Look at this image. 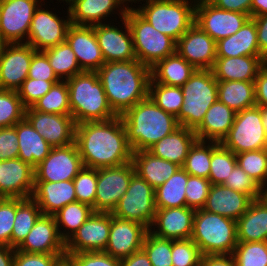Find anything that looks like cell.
Here are the masks:
<instances>
[{
    "label": "cell",
    "instance_id": "753ad0ef",
    "mask_svg": "<svg viewBox=\"0 0 267 266\" xmlns=\"http://www.w3.org/2000/svg\"><path fill=\"white\" fill-rule=\"evenodd\" d=\"M119 1H120L121 4L123 5V8H126L127 10H129V9H136V8H131V7H129V6L127 7V5L125 6V5H124L125 2L128 1L127 3H129V2H132V1H133L134 3H137L136 1L139 2V1H144V0H119ZM145 1L148 2V1H151V0H145ZM124 6H125V7H124Z\"/></svg>",
    "mask_w": 267,
    "mask_h": 266
},
{
    "label": "cell",
    "instance_id": "74e56055",
    "mask_svg": "<svg viewBox=\"0 0 267 266\" xmlns=\"http://www.w3.org/2000/svg\"><path fill=\"white\" fill-rule=\"evenodd\" d=\"M189 174L180 167L167 181L155 189L156 209L186 206L185 187Z\"/></svg>",
    "mask_w": 267,
    "mask_h": 266
},
{
    "label": "cell",
    "instance_id": "cb8c5ba5",
    "mask_svg": "<svg viewBox=\"0 0 267 266\" xmlns=\"http://www.w3.org/2000/svg\"><path fill=\"white\" fill-rule=\"evenodd\" d=\"M66 41L76 55L82 71L96 72L105 63L93 26L71 24Z\"/></svg>",
    "mask_w": 267,
    "mask_h": 266
},
{
    "label": "cell",
    "instance_id": "f546056e",
    "mask_svg": "<svg viewBox=\"0 0 267 266\" xmlns=\"http://www.w3.org/2000/svg\"><path fill=\"white\" fill-rule=\"evenodd\" d=\"M216 54L217 57L262 56L254 19L250 17L235 34L217 41Z\"/></svg>",
    "mask_w": 267,
    "mask_h": 266
},
{
    "label": "cell",
    "instance_id": "8c879c8a",
    "mask_svg": "<svg viewBox=\"0 0 267 266\" xmlns=\"http://www.w3.org/2000/svg\"><path fill=\"white\" fill-rule=\"evenodd\" d=\"M57 266H74L72 262L67 258L64 257L58 264Z\"/></svg>",
    "mask_w": 267,
    "mask_h": 266
},
{
    "label": "cell",
    "instance_id": "7bdbcfd3",
    "mask_svg": "<svg viewBox=\"0 0 267 266\" xmlns=\"http://www.w3.org/2000/svg\"><path fill=\"white\" fill-rule=\"evenodd\" d=\"M31 108L43 113L71 115L66 80H60L55 83Z\"/></svg>",
    "mask_w": 267,
    "mask_h": 266
},
{
    "label": "cell",
    "instance_id": "b9f144b4",
    "mask_svg": "<svg viewBox=\"0 0 267 266\" xmlns=\"http://www.w3.org/2000/svg\"><path fill=\"white\" fill-rule=\"evenodd\" d=\"M43 215L38 204L32 199H25L17 208L11 234V247L17 248L29 234L37 220Z\"/></svg>",
    "mask_w": 267,
    "mask_h": 266
},
{
    "label": "cell",
    "instance_id": "52a82bcc",
    "mask_svg": "<svg viewBox=\"0 0 267 266\" xmlns=\"http://www.w3.org/2000/svg\"><path fill=\"white\" fill-rule=\"evenodd\" d=\"M193 2L192 5L188 0H151L135 10L153 28L177 41L195 23L196 0Z\"/></svg>",
    "mask_w": 267,
    "mask_h": 266
},
{
    "label": "cell",
    "instance_id": "d6986e66",
    "mask_svg": "<svg viewBox=\"0 0 267 266\" xmlns=\"http://www.w3.org/2000/svg\"><path fill=\"white\" fill-rule=\"evenodd\" d=\"M176 52L196 69L211 70L217 58L216 41L194 23L176 41Z\"/></svg>",
    "mask_w": 267,
    "mask_h": 266
},
{
    "label": "cell",
    "instance_id": "11e5206c",
    "mask_svg": "<svg viewBox=\"0 0 267 266\" xmlns=\"http://www.w3.org/2000/svg\"><path fill=\"white\" fill-rule=\"evenodd\" d=\"M264 196H267V185L263 188Z\"/></svg>",
    "mask_w": 267,
    "mask_h": 266
},
{
    "label": "cell",
    "instance_id": "7402d4cb",
    "mask_svg": "<svg viewBox=\"0 0 267 266\" xmlns=\"http://www.w3.org/2000/svg\"><path fill=\"white\" fill-rule=\"evenodd\" d=\"M34 167L20 158L0 160V196L31 198L34 190Z\"/></svg>",
    "mask_w": 267,
    "mask_h": 266
},
{
    "label": "cell",
    "instance_id": "34e18365",
    "mask_svg": "<svg viewBox=\"0 0 267 266\" xmlns=\"http://www.w3.org/2000/svg\"><path fill=\"white\" fill-rule=\"evenodd\" d=\"M7 42L2 38L1 34H0V56L3 52L4 47L6 46Z\"/></svg>",
    "mask_w": 267,
    "mask_h": 266
},
{
    "label": "cell",
    "instance_id": "ba28073f",
    "mask_svg": "<svg viewBox=\"0 0 267 266\" xmlns=\"http://www.w3.org/2000/svg\"><path fill=\"white\" fill-rule=\"evenodd\" d=\"M125 18L132 34L136 59L143 65L151 68L176 52V41L153 28L135 9L127 10Z\"/></svg>",
    "mask_w": 267,
    "mask_h": 266
},
{
    "label": "cell",
    "instance_id": "277c9868",
    "mask_svg": "<svg viewBox=\"0 0 267 266\" xmlns=\"http://www.w3.org/2000/svg\"><path fill=\"white\" fill-rule=\"evenodd\" d=\"M75 124L106 121L116 117L97 72L83 71L66 80Z\"/></svg>",
    "mask_w": 267,
    "mask_h": 266
},
{
    "label": "cell",
    "instance_id": "1f68e13d",
    "mask_svg": "<svg viewBox=\"0 0 267 266\" xmlns=\"http://www.w3.org/2000/svg\"><path fill=\"white\" fill-rule=\"evenodd\" d=\"M236 112L217 100L207 110L203 121L194 130L197 140L221 142L235 120Z\"/></svg>",
    "mask_w": 267,
    "mask_h": 266
},
{
    "label": "cell",
    "instance_id": "681fc988",
    "mask_svg": "<svg viewBox=\"0 0 267 266\" xmlns=\"http://www.w3.org/2000/svg\"><path fill=\"white\" fill-rule=\"evenodd\" d=\"M142 249L147 254L152 266H173L171 239L156 237L148 231L145 235Z\"/></svg>",
    "mask_w": 267,
    "mask_h": 266
},
{
    "label": "cell",
    "instance_id": "83f0119b",
    "mask_svg": "<svg viewBox=\"0 0 267 266\" xmlns=\"http://www.w3.org/2000/svg\"><path fill=\"white\" fill-rule=\"evenodd\" d=\"M265 63L263 56L217 57L211 70L217 81H254Z\"/></svg>",
    "mask_w": 267,
    "mask_h": 266
},
{
    "label": "cell",
    "instance_id": "d590c367",
    "mask_svg": "<svg viewBox=\"0 0 267 266\" xmlns=\"http://www.w3.org/2000/svg\"><path fill=\"white\" fill-rule=\"evenodd\" d=\"M196 70L193 65L175 52L151 67L150 83L181 87Z\"/></svg>",
    "mask_w": 267,
    "mask_h": 266
},
{
    "label": "cell",
    "instance_id": "2e32d148",
    "mask_svg": "<svg viewBox=\"0 0 267 266\" xmlns=\"http://www.w3.org/2000/svg\"><path fill=\"white\" fill-rule=\"evenodd\" d=\"M111 227V213L93 212L65 243L66 254L105 251Z\"/></svg>",
    "mask_w": 267,
    "mask_h": 266
},
{
    "label": "cell",
    "instance_id": "6f0895ef",
    "mask_svg": "<svg viewBox=\"0 0 267 266\" xmlns=\"http://www.w3.org/2000/svg\"><path fill=\"white\" fill-rule=\"evenodd\" d=\"M66 257L74 266H120V259L104 251L66 254Z\"/></svg>",
    "mask_w": 267,
    "mask_h": 266
},
{
    "label": "cell",
    "instance_id": "be15d7a7",
    "mask_svg": "<svg viewBox=\"0 0 267 266\" xmlns=\"http://www.w3.org/2000/svg\"><path fill=\"white\" fill-rule=\"evenodd\" d=\"M215 7L222 10L241 12L251 17L252 0H208Z\"/></svg>",
    "mask_w": 267,
    "mask_h": 266
},
{
    "label": "cell",
    "instance_id": "680465c9",
    "mask_svg": "<svg viewBox=\"0 0 267 266\" xmlns=\"http://www.w3.org/2000/svg\"><path fill=\"white\" fill-rule=\"evenodd\" d=\"M66 254H39L15 251L13 266H57Z\"/></svg>",
    "mask_w": 267,
    "mask_h": 266
},
{
    "label": "cell",
    "instance_id": "60d3db41",
    "mask_svg": "<svg viewBox=\"0 0 267 266\" xmlns=\"http://www.w3.org/2000/svg\"><path fill=\"white\" fill-rule=\"evenodd\" d=\"M219 145L220 142L216 141L196 140L190 147L182 168L189 175L204 177L208 179L210 174L212 152Z\"/></svg>",
    "mask_w": 267,
    "mask_h": 266
},
{
    "label": "cell",
    "instance_id": "f907efd6",
    "mask_svg": "<svg viewBox=\"0 0 267 266\" xmlns=\"http://www.w3.org/2000/svg\"><path fill=\"white\" fill-rule=\"evenodd\" d=\"M76 200L87 204L95 212V196L97 186V169L84 167L73 179Z\"/></svg>",
    "mask_w": 267,
    "mask_h": 266
},
{
    "label": "cell",
    "instance_id": "f6af8a7d",
    "mask_svg": "<svg viewBox=\"0 0 267 266\" xmlns=\"http://www.w3.org/2000/svg\"><path fill=\"white\" fill-rule=\"evenodd\" d=\"M239 165L262 188L267 185V149L236 154Z\"/></svg>",
    "mask_w": 267,
    "mask_h": 266
},
{
    "label": "cell",
    "instance_id": "ab89813d",
    "mask_svg": "<svg viewBox=\"0 0 267 266\" xmlns=\"http://www.w3.org/2000/svg\"><path fill=\"white\" fill-rule=\"evenodd\" d=\"M60 80H67L82 73L76 55L67 41L42 51Z\"/></svg>",
    "mask_w": 267,
    "mask_h": 266
},
{
    "label": "cell",
    "instance_id": "5bb4252c",
    "mask_svg": "<svg viewBox=\"0 0 267 266\" xmlns=\"http://www.w3.org/2000/svg\"><path fill=\"white\" fill-rule=\"evenodd\" d=\"M82 168L83 163L76 142L53 147L48 156L34 168L35 181L73 180Z\"/></svg>",
    "mask_w": 267,
    "mask_h": 266
},
{
    "label": "cell",
    "instance_id": "f5cc1de1",
    "mask_svg": "<svg viewBox=\"0 0 267 266\" xmlns=\"http://www.w3.org/2000/svg\"><path fill=\"white\" fill-rule=\"evenodd\" d=\"M223 185L247 194L252 200L264 196L263 188L237 164Z\"/></svg>",
    "mask_w": 267,
    "mask_h": 266
},
{
    "label": "cell",
    "instance_id": "ffe728a7",
    "mask_svg": "<svg viewBox=\"0 0 267 266\" xmlns=\"http://www.w3.org/2000/svg\"><path fill=\"white\" fill-rule=\"evenodd\" d=\"M149 229L143 224L117 218L111 214V227L105 253L117 259H124L142 249Z\"/></svg>",
    "mask_w": 267,
    "mask_h": 266
},
{
    "label": "cell",
    "instance_id": "e575fe53",
    "mask_svg": "<svg viewBox=\"0 0 267 266\" xmlns=\"http://www.w3.org/2000/svg\"><path fill=\"white\" fill-rule=\"evenodd\" d=\"M14 127L18 136V158L35 168L48 156L53 147L25 118Z\"/></svg>",
    "mask_w": 267,
    "mask_h": 266
},
{
    "label": "cell",
    "instance_id": "603a6c76",
    "mask_svg": "<svg viewBox=\"0 0 267 266\" xmlns=\"http://www.w3.org/2000/svg\"><path fill=\"white\" fill-rule=\"evenodd\" d=\"M194 216L195 209L187 206L156 209L155 217L149 232L163 239H191ZM152 228L154 230H152Z\"/></svg>",
    "mask_w": 267,
    "mask_h": 266
},
{
    "label": "cell",
    "instance_id": "5b68a950",
    "mask_svg": "<svg viewBox=\"0 0 267 266\" xmlns=\"http://www.w3.org/2000/svg\"><path fill=\"white\" fill-rule=\"evenodd\" d=\"M191 240L202 255H229L238 243L237 222L222 215L195 210Z\"/></svg>",
    "mask_w": 267,
    "mask_h": 266
},
{
    "label": "cell",
    "instance_id": "9a60e30c",
    "mask_svg": "<svg viewBox=\"0 0 267 266\" xmlns=\"http://www.w3.org/2000/svg\"><path fill=\"white\" fill-rule=\"evenodd\" d=\"M41 5L35 10L28 33L27 44L36 51H44L66 41V33L71 25L67 9V19H60L52 11L42 9Z\"/></svg>",
    "mask_w": 267,
    "mask_h": 266
},
{
    "label": "cell",
    "instance_id": "d4e9b609",
    "mask_svg": "<svg viewBox=\"0 0 267 266\" xmlns=\"http://www.w3.org/2000/svg\"><path fill=\"white\" fill-rule=\"evenodd\" d=\"M18 251L39 254H66L54 216L42 215L30 230Z\"/></svg>",
    "mask_w": 267,
    "mask_h": 266
},
{
    "label": "cell",
    "instance_id": "44dd1931",
    "mask_svg": "<svg viewBox=\"0 0 267 266\" xmlns=\"http://www.w3.org/2000/svg\"><path fill=\"white\" fill-rule=\"evenodd\" d=\"M121 21L125 26V32L122 28L120 30L115 25L111 26V23L93 26L105 63L137 60L127 19L123 18Z\"/></svg>",
    "mask_w": 267,
    "mask_h": 266
},
{
    "label": "cell",
    "instance_id": "9f6ffc18",
    "mask_svg": "<svg viewBox=\"0 0 267 266\" xmlns=\"http://www.w3.org/2000/svg\"><path fill=\"white\" fill-rule=\"evenodd\" d=\"M59 81H45L27 78L17 90L25 108L32 107L51 87Z\"/></svg>",
    "mask_w": 267,
    "mask_h": 266
},
{
    "label": "cell",
    "instance_id": "3957f363",
    "mask_svg": "<svg viewBox=\"0 0 267 266\" xmlns=\"http://www.w3.org/2000/svg\"><path fill=\"white\" fill-rule=\"evenodd\" d=\"M132 152L148 150L180 127L177 118L158 107L149 97L120 116Z\"/></svg>",
    "mask_w": 267,
    "mask_h": 266
},
{
    "label": "cell",
    "instance_id": "484cf974",
    "mask_svg": "<svg viewBox=\"0 0 267 266\" xmlns=\"http://www.w3.org/2000/svg\"><path fill=\"white\" fill-rule=\"evenodd\" d=\"M31 198L38 204L43 215L50 216L67 204L77 201L73 180L35 181Z\"/></svg>",
    "mask_w": 267,
    "mask_h": 266
},
{
    "label": "cell",
    "instance_id": "4fadbf2b",
    "mask_svg": "<svg viewBox=\"0 0 267 266\" xmlns=\"http://www.w3.org/2000/svg\"><path fill=\"white\" fill-rule=\"evenodd\" d=\"M249 18L248 14L219 9L208 0H196L195 23L216 42L235 34Z\"/></svg>",
    "mask_w": 267,
    "mask_h": 266
},
{
    "label": "cell",
    "instance_id": "4dcf8cb0",
    "mask_svg": "<svg viewBox=\"0 0 267 266\" xmlns=\"http://www.w3.org/2000/svg\"><path fill=\"white\" fill-rule=\"evenodd\" d=\"M236 222L238 242L267 241V196L253 199Z\"/></svg>",
    "mask_w": 267,
    "mask_h": 266
},
{
    "label": "cell",
    "instance_id": "03108f58",
    "mask_svg": "<svg viewBox=\"0 0 267 266\" xmlns=\"http://www.w3.org/2000/svg\"><path fill=\"white\" fill-rule=\"evenodd\" d=\"M201 266H236V262L232 254L203 255Z\"/></svg>",
    "mask_w": 267,
    "mask_h": 266
},
{
    "label": "cell",
    "instance_id": "a7ac6f4b",
    "mask_svg": "<svg viewBox=\"0 0 267 266\" xmlns=\"http://www.w3.org/2000/svg\"><path fill=\"white\" fill-rule=\"evenodd\" d=\"M16 248L0 245V266H13Z\"/></svg>",
    "mask_w": 267,
    "mask_h": 266
},
{
    "label": "cell",
    "instance_id": "6125c7cd",
    "mask_svg": "<svg viewBox=\"0 0 267 266\" xmlns=\"http://www.w3.org/2000/svg\"><path fill=\"white\" fill-rule=\"evenodd\" d=\"M254 85L256 106L267 107V63L258 71Z\"/></svg>",
    "mask_w": 267,
    "mask_h": 266
},
{
    "label": "cell",
    "instance_id": "30bf717a",
    "mask_svg": "<svg viewBox=\"0 0 267 266\" xmlns=\"http://www.w3.org/2000/svg\"><path fill=\"white\" fill-rule=\"evenodd\" d=\"M155 189L137 173L132 175L126 193L112 211V215L139 222L150 229L156 212Z\"/></svg>",
    "mask_w": 267,
    "mask_h": 266
},
{
    "label": "cell",
    "instance_id": "6da1fadb",
    "mask_svg": "<svg viewBox=\"0 0 267 266\" xmlns=\"http://www.w3.org/2000/svg\"><path fill=\"white\" fill-rule=\"evenodd\" d=\"M75 142L84 167H118L132 161L133 152L120 116L77 124Z\"/></svg>",
    "mask_w": 267,
    "mask_h": 266
},
{
    "label": "cell",
    "instance_id": "4316f807",
    "mask_svg": "<svg viewBox=\"0 0 267 266\" xmlns=\"http://www.w3.org/2000/svg\"><path fill=\"white\" fill-rule=\"evenodd\" d=\"M70 14V22L73 25L94 26L102 24V20L107 19L119 8V17L125 18L127 9L122 8L119 0H67Z\"/></svg>",
    "mask_w": 267,
    "mask_h": 266
},
{
    "label": "cell",
    "instance_id": "003e7915",
    "mask_svg": "<svg viewBox=\"0 0 267 266\" xmlns=\"http://www.w3.org/2000/svg\"><path fill=\"white\" fill-rule=\"evenodd\" d=\"M120 266H152V264L145 251L140 249L130 256L121 259Z\"/></svg>",
    "mask_w": 267,
    "mask_h": 266
},
{
    "label": "cell",
    "instance_id": "836d02e7",
    "mask_svg": "<svg viewBox=\"0 0 267 266\" xmlns=\"http://www.w3.org/2000/svg\"><path fill=\"white\" fill-rule=\"evenodd\" d=\"M132 162L135 173L154 189L161 186L180 168L176 163L156 157L148 150L133 152Z\"/></svg>",
    "mask_w": 267,
    "mask_h": 266
},
{
    "label": "cell",
    "instance_id": "c3c4849f",
    "mask_svg": "<svg viewBox=\"0 0 267 266\" xmlns=\"http://www.w3.org/2000/svg\"><path fill=\"white\" fill-rule=\"evenodd\" d=\"M237 164L236 154L221 144L212 152L209 181L212 185H222Z\"/></svg>",
    "mask_w": 267,
    "mask_h": 266
},
{
    "label": "cell",
    "instance_id": "7dc6e473",
    "mask_svg": "<svg viewBox=\"0 0 267 266\" xmlns=\"http://www.w3.org/2000/svg\"><path fill=\"white\" fill-rule=\"evenodd\" d=\"M232 255L236 266H267V241L238 242Z\"/></svg>",
    "mask_w": 267,
    "mask_h": 266
},
{
    "label": "cell",
    "instance_id": "9c48e42d",
    "mask_svg": "<svg viewBox=\"0 0 267 266\" xmlns=\"http://www.w3.org/2000/svg\"><path fill=\"white\" fill-rule=\"evenodd\" d=\"M220 144L234 154L267 149V132L261 107L254 106L236 113L234 123Z\"/></svg>",
    "mask_w": 267,
    "mask_h": 266
},
{
    "label": "cell",
    "instance_id": "8fae6325",
    "mask_svg": "<svg viewBox=\"0 0 267 266\" xmlns=\"http://www.w3.org/2000/svg\"><path fill=\"white\" fill-rule=\"evenodd\" d=\"M134 173L132 161L118 167L97 169L95 212L112 213L126 193Z\"/></svg>",
    "mask_w": 267,
    "mask_h": 266
},
{
    "label": "cell",
    "instance_id": "11a10c76",
    "mask_svg": "<svg viewBox=\"0 0 267 266\" xmlns=\"http://www.w3.org/2000/svg\"><path fill=\"white\" fill-rule=\"evenodd\" d=\"M212 184L204 177L189 175L185 187L186 206L195 210L205 206Z\"/></svg>",
    "mask_w": 267,
    "mask_h": 266
},
{
    "label": "cell",
    "instance_id": "ee69618b",
    "mask_svg": "<svg viewBox=\"0 0 267 266\" xmlns=\"http://www.w3.org/2000/svg\"><path fill=\"white\" fill-rule=\"evenodd\" d=\"M148 97L166 113L178 117L183 105V92L180 86L149 83Z\"/></svg>",
    "mask_w": 267,
    "mask_h": 266
},
{
    "label": "cell",
    "instance_id": "e7e4bbea",
    "mask_svg": "<svg viewBox=\"0 0 267 266\" xmlns=\"http://www.w3.org/2000/svg\"><path fill=\"white\" fill-rule=\"evenodd\" d=\"M252 18L256 24L260 54L267 60V14Z\"/></svg>",
    "mask_w": 267,
    "mask_h": 266
},
{
    "label": "cell",
    "instance_id": "89a4df30",
    "mask_svg": "<svg viewBox=\"0 0 267 266\" xmlns=\"http://www.w3.org/2000/svg\"><path fill=\"white\" fill-rule=\"evenodd\" d=\"M267 14V0H252L251 17Z\"/></svg>",
    "mask_w": 267,
    "mask_h": 266
},
{
    "label": "cell",
    "instance_id": "7c38bea8",
    "mask_svg": "<svg viewBox=\"0 0 267 266\" xmlns=\"http://www.w3.org/2000/svg\"><path fill=\"white\" fill-rule=\"evenodd\" d=\"M40 3L39 0L0 1V34L7 43L27 42L31 21Z\"/></svg>",
    "mask_w": 267,
    "mask_h": 266
},
{
    "label": "cell",
    "instance_id": "bcb514c9",
    "mask_svg": "<svg viewBox=\"0 0 267 266\" xmlns=\"http://www.w3.org/2000/svg\"><path fill=\"white\" fill-rule=\"evenodd\" d=\"M25 109L17 91L0 89V128L13 127L22 121Z\"/></svg>",
    "mask_w": 267,
    "mask_h": 266
},
{
    "label": "cell",
    "instance_id": "8d00e7d4",
    "mask_svg": "<svg viewBox=\"0 0 267 266\" xmlns=\"http://www.w3.org/2000/svg\"><path fill=\"white\" fill-rule=\"evenodd\" d=\"M218 100L236 113L256 106L254 81H217Z\"/></svg>",
    "mask_w": 267,
    "mask_h": 266
},
{
    "label": "cell",
    "instance_id": "f1b7e54d",
    "mask_svg": "<svg viewBox=\"0 0 267 266\" xmlns=\"http://www.w3.org/2000/svg\"><path fill=\"white\" fill-rule=\"evenodd\" d=\"M252 199L239 191L222 185H212L207 197L205 211L237 221L248 209Z\"/></svg>",
    "mask_w": 267,
    "mask_h": 266
},
{
    "label": "cell",
    "instance_id": "2644e50d",
    "mask_svg": "<svg viewBox=\"0 0 267 266\" xmlns=\"http://www.w3.org/2000/svg\"><path fill=\"white\" fill-rule=\"evenodd\" d=\"M262 122L267 132V107H261Z\"/></svg>",
    "mask_w": 267,
    "mask_h": 266
},
{
    "label": "cell",
    "instance_id": "db71d44e",
    "mask_svg": "<svg viewBox=\"0 0 267 266\" xmlns=\"http://www.w3.org/2000/svg\"><path fill=\"white\" fill-rule=\"evenodd\" d=\"M21 198L0 199V245L11 247V234L16 215V208L24 201Z\"/></svg>",
    "mask_w": 267,
    "mask_h": 266
},
{
    "label": "cell",
    "instance_id": "816d5d0a",
    "mask_svg": "<svg viewBox=\"0 0 267 266\" xmlns=\"http://www.w3.org/2000/svg\"><path fill=\"white\" fill-rule=\"evenodd\" d=\"M202 253L199 247L191 240H172L173 266H201Z\"/></svg>",
    "mask_w": 267,
    "mask_h": 266
},
{
    "label": "cell",
    "instance_id": "7a4b0ae2",
    "mask_svg": "<svg viewBox=\"0 0 267 266\" xmlns=\"http://www.w3.org/2000/svg\"><path fill=\"white\" fill-rule=\"evenodd\" d=\"M96 72L117 116L148 98L151 68L138 60L107 62Z\"/></svg>",
    "mask_w": 267,
    "mask_h": 266
},
{
    "label": "cell",
    "instance_id": "94428289",
    "mask_svg": "<svg viewBox=\"0 0 267 266\" xmlns=\"http://www.w3.org/2000/svg\"><path fill=\"white\" fill-rule=\"evenodd\" d=\"M19 156L16 128H0V160L15 159Z\"/></svg>",
    "mask_w": 267,
    "mask_h": 266
},
{
    "label": "cell",
    "instance_id": "91938a15",
    "mask_svg": "<svg viewBox=\"0 0 267 266\" xmlns=\"http://www.w3.org/2000/svg\"><path fill=\"white\" fill-rule=\"evenodd\" d=\"M28 78L45 81H60L50 66L47 56L42 51H36L33 54L29 71Z\"/></svg>",
    "mask_w": 267,
    "mask_h": 266
},
{
    "label": "cell",
    "instance_id": "e0dca14e",
    "mask_svg": "<svg viewBox=\"0 0 267 266\" xmlns=\"http://www.w3.org/2000/svg\"><path fill=\"white\" fill-rule=\"evenodd\" d=\"M36 50L27 43H7L0 56V89L17 91L28 78Z\"/></svg>",
    "mask_w": 267,
    "mask_h": 266
},
{
    "label": "cell",
    "instance_id": "d6a6232c",
    "mask_svg": "<svg viewBox=\"0 0 267 266\" xmlns=\"http://www.w3.org/2000/svg\"><path fill=\"white\" fill-rule=\"evenodd\" d=\"M197 140L194 130L180 126L173 133L165 136L148 151L154 156L183 166L190 147Z\"/></svg>",
    "mask_w": 267,
    "mask_h": 266
},
{
    "label": "cell",
    "instance_id": "ac0fdd59",
    "mask_svg": "<svg viewBox=\"0 0 267 266\" xmlns=\"http://www.w3.org/2000/svg\"><path fill=\"white\" fill-rule=\"evenodd\" d=\"M25 119L52 147L75 142L76 124L71 115L43 113L29 107L25 109Z\"/></svg>",
    "mask_w": 267,
    "mask_h": 266
},
{
    "label": "cell",
    "instance_id": "8992f818",
    "mask_svg": "<svg viewBox=\"0 0 267 266\" xmlns=\"http://www.w3.org/2000/svg\"><path fill=\"white\" fill-rule=\"evenodd\" d=\"M181 89L183 105L177 121L180 126L195 130L207 110L218 100L217 80L212 70L197 69Z\"/></svg>",
    "mask_w": 267,
    "mask_h": 266
},
{
    "label": "cell",
    "instance_id": "f35d334b",
    "mask_svg": "<svg viewBox=\"0 0 267 266\" xmlns=\"http://www.w3.org/2000/svg\"><path fill=\"white\" fill-rule=\"evenodd\" d=\"M93 212V208L89 205L75 201L67 204L53 215L56 220L59 234L65 243L84 224ZM61 227L65 228L63 232L60 230L62 229Z\"/></svg>",
    "mask_w": 267,
    "mask_h": 266
}]
</instances>
